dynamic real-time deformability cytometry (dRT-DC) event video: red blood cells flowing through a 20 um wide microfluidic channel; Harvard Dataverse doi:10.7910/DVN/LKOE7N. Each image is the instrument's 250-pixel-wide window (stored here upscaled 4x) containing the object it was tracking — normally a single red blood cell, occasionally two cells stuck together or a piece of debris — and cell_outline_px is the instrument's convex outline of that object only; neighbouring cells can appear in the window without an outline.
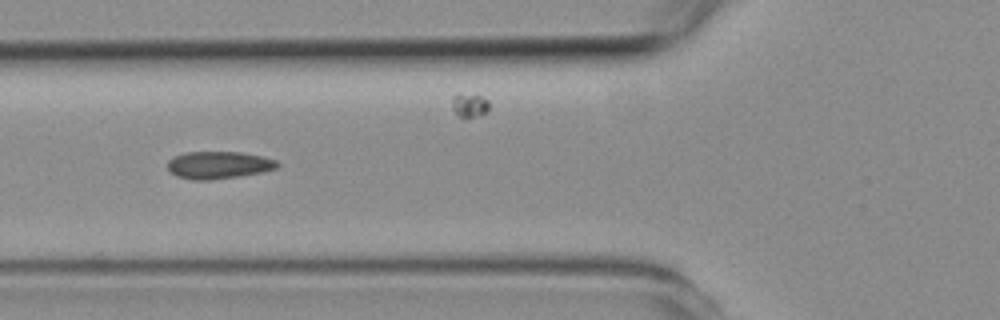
{"species": "common noctule bat (a hibernating species)", "species_latin": "Nyctalus noctula", "temperature_condition": "room temperature", "stored_images_in_passage": 4, "camera_frame_rate_fps": 3000, "um_per_image_px": 0.085, "animal": {"sex": "female", "body_mass_g": 19.3, "forearm_length_mm": 54.1}, "frame": {"image": 1, "passage_image": 2, "time_ms": 1.0, "image_size_px": [1000, 320], "cell_outline_px": [[280, 164], [276, 168], [260, 172], [236, 176], [208, 180], [192, 180], [176, 176], [168, 168], [168, 160], [184, 152], [240, 152], [264, 156], [276, 160]], "centroid_in_image_um": [18.58, 14.02], "position_along_channel_um": 107.2, "area_um2": 17.34}}
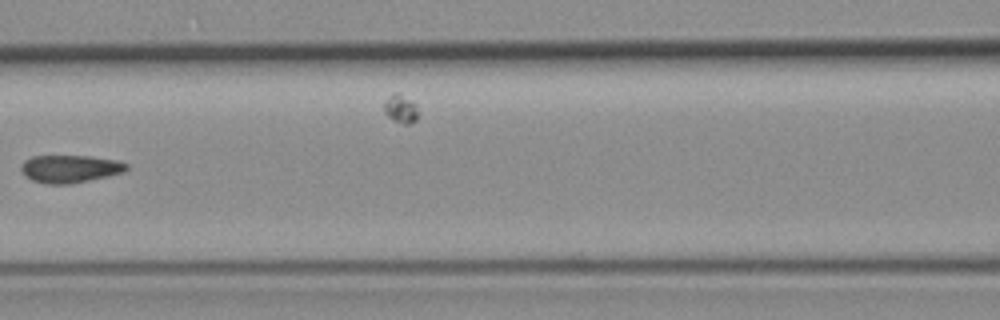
{"frame": {"image": 2, "passage_image": 3, "time_ms": 2.333, "image_size_px": [1000, 320], "cell_outline_px": [[128, 168], [124, 172], [108, 176], [68, 184], [44, 184], [32, 180], [24, 176], [20, 168], [24, 160], [32, 156], [88, 156], [120, 160], [128, 164]], "centroid_in_image_um": [5.94, 14.34], "position_along_channel_um": 160.7, "area_um2": 17.11}}